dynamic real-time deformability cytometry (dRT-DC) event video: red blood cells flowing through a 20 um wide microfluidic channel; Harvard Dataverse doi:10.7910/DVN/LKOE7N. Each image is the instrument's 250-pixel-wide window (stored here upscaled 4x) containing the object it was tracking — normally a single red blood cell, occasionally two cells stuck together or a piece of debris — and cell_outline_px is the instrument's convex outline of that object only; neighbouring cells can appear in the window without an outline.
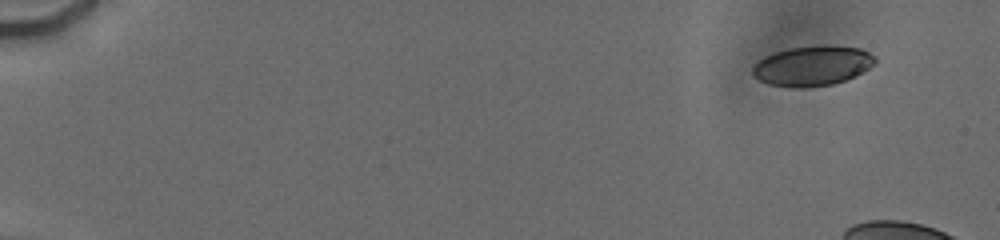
{"species": "human", "species_latin": "Homo sapiens", "temperature_condition": "cold", "stored_images_in_passage": 9, "camera_frame_rate_fps": 3000, "um_per_image_px": 0.085, "donor": {"sex": "male"}, "frame": {"image": 1, "passage_image": 3, "time_ms": 1.667, "image_size_px": [1000, 240], "cell_outline_px": [[876, 64], [844, 80], [832, 84], [804, 88], [796, 88], [768, 84], [760, 80], [752, 72], [752, 68], [764, 56], [788, 48], [824, 44], [860, 48], [876, 56]], "centroid_in_image_um": [69.07, 5.58], "position_along_channel_um": 15.9, "area_um2": 28.44}}